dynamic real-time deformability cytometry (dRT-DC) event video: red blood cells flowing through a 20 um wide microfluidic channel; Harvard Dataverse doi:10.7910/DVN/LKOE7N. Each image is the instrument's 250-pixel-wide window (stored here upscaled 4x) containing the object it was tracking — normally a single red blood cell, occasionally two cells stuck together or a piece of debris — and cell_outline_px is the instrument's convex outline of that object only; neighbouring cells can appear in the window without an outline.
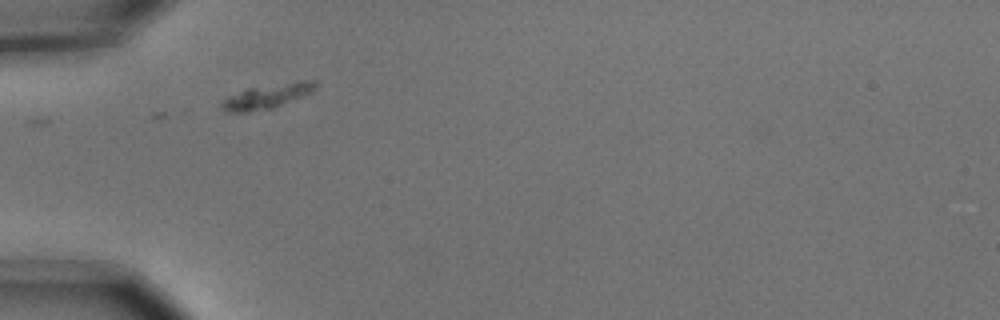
{"species": "common noctule bat (a hibernating species)", "species_latin": "Nyctalus noctula", "temperature_condition": "cold", "stored_images_in_passage": 6, "camera_frame_rate_fps": 3000, "um_per_image_px": 0.085, "animal": {"sex": "male", "body_mass_g": 15.6}, "frame": {"image": 1, "passage_image": 2, "time_ms": 0.333, "image_size_px": [1000, 320], "cell_outline_px": [[320, 84], [312, 92], [272, 108], [248, 112], [232, 112], [220, 108], [220, 104], [224, 100], [248, 88], [304, 80], [316, 80]], "centroid_in_image_um": [22.78, 8.17], "position_along_channel_um": 62.2, "area_um2": 13.01}}
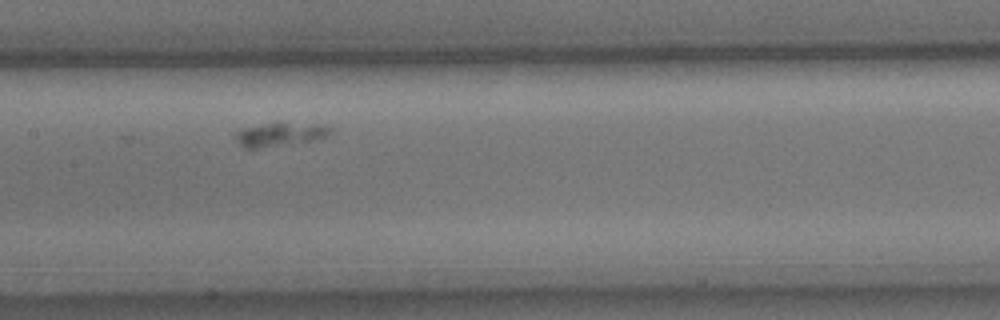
{"frame": {"image": 2, "passage_image": 5, "time_ms": 1.333, "image_size_px": [1000, 320], "cell_outline_px": [[332, 132], [328, 136], [308, 140], [256, 148], [244, 148], [236, 140], [236, 132], [248, 128], [276, 120], [280, 120], [316, 124], [332, 128]], "centroid_in_image_um": [23.82, 11.36], "position_along_channel_um": 183.6, "area_um2": 12.95}}
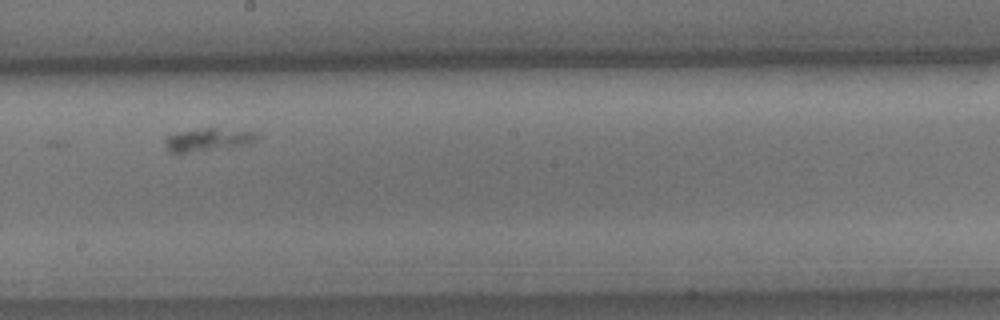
{"frame": {"image": 3, "passage_image": 6, "time_ms": 1.667, "image_size_px": [1000, 320], "cell_outline_px": [[256, 136], [248, 144], [228, 148], [180, 156], [176, 156], [168, 152], [164, 140], [164, 136], [204, 128], [216, 128], [256, 132]], "centroid_in_image_um": [17.54, 11.95], "position_along_channel_um": 230.7, "area_um2": 12.72}}